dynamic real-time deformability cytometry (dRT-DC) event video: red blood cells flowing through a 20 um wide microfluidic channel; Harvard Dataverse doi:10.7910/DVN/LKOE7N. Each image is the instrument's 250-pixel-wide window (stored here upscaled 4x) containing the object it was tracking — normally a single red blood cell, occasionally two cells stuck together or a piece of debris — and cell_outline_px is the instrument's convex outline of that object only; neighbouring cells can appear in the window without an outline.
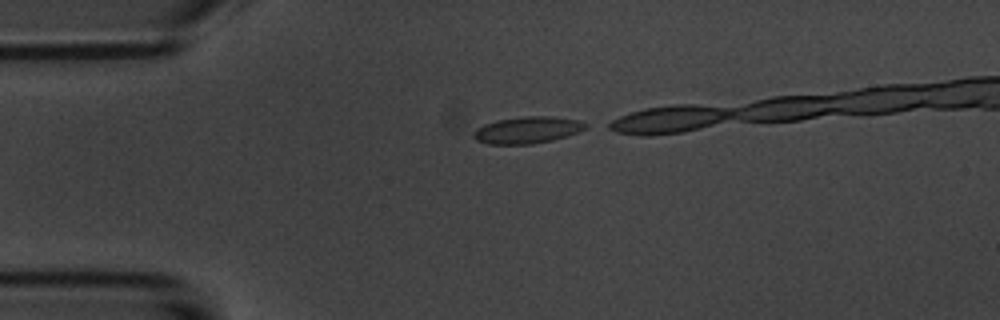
{"species": "common noctule bat (a hibernating species)", "species_latin": "Nyctalus noctula", "temperature_condition": "room temperature", "stored_images_in_passage": 15, "camera_frame_rate_fps": 3000, "um_per_image_px": 0.085, "animal": {"sex": "male", "body_mass_g": 20.1, "forearm_length_mm": 53.5}, "frame": {"image": 1, "passage_image": 1, "time_ms": 0.0, "image_size_px": [1000, 320], "cell_outline_px": [[588, 128], [580, 132], [552, 140], [532, 144], [488, 144], [476, 140], [472, 136], [472, 132], [476, 128], [484, 124], [496, 120], [524, 116], [552, 116], [580, 120], [588, 124]], "centroid_in_image_um": [44.84, 11.04], "position_along_channel_um": 40.2, "area_um2": 17.74}}
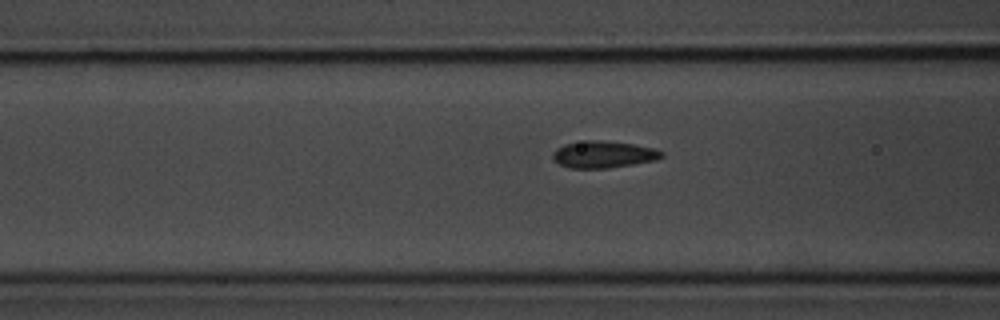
{"frame": {"image": 2, "passage_image": 9, "time_ms": 2.667, "image_size_px": [1000, 320], "cell_outline_px": [[664, 156], [656, 160], [608, 168], [568, 168], [560, 164], [552, 156], [552, 152], [556, 148], [564, 144], [584, 140], [600, 140], [632, 144], [652, 148], [664, 152]], "centroid_in_image_um": [51.27, 13.12], "position_along_channel_um": 115.3, "area_um2": 16.99}}
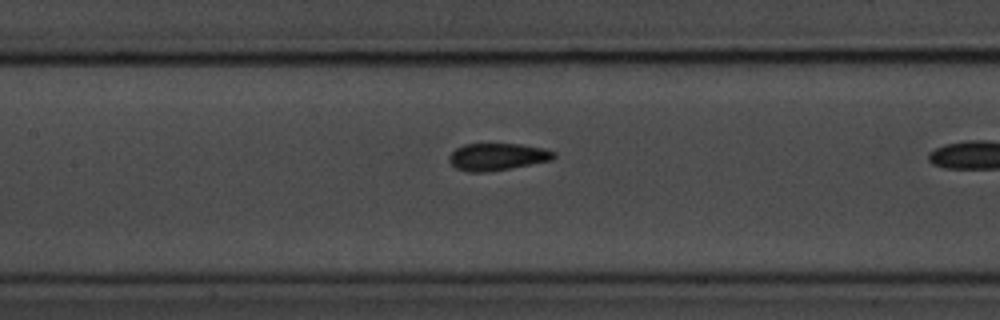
{"frame": {"image": 3, "passage_image": 13, "time_ms": 4.0, "image_size_px": [1000, 320], "cell_outline_px": [[556, 156], [552, 160], [508, 168], [484, 172], [468, 172], [456, 168], [448, 160], [452, 152], [456, 148], [464, 144], [520, 144], [544, 148], [556, 152]], "centroid_in_image_um": [42.28, 13.31], "position_along_channel_um": 165.1, "area_um2": 16.42}}